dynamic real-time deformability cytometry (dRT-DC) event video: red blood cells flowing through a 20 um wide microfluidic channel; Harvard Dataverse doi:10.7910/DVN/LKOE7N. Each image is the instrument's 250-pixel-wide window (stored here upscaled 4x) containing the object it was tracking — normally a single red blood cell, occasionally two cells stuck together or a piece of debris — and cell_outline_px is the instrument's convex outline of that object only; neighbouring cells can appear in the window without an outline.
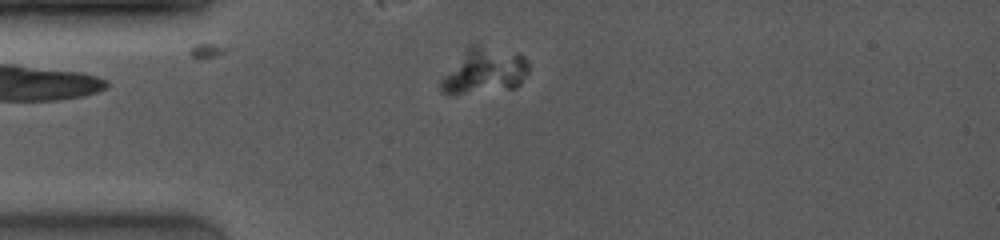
{"species": "common noctule bat (a hibernating species)", "species_latin": "Nyctalus noctula", "temperature_condition": "room temperature", "stored_images_in_passage": 20, "camera_frame_rate_fps": 4000, "um_per_image_px": 0.085, "animal": {"sex": "female", "body_mass_g": 19.0, "forearm_length_mm": 53.3}, "frame": {"image": 1, "passage_image": 1, "time_ms": 0.0, "image_size_px": [1000, 240], "cell_outline_px": [[528, 72], [520, 84], [516, 88], [448, 96], [440, 92], [440, 80], [464, 48], [472, 44], [480, 44], [516, 52], [524, 56], [528, 60]], "centroid_in_image_um": [41.14, 6.03], "position_along_channel_um": 43.9, "area_um2": 24.04}}
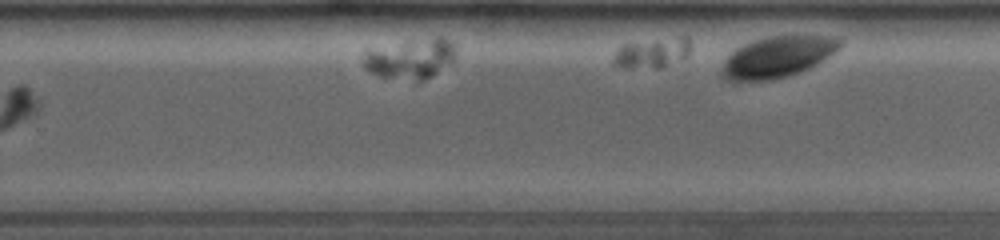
{"frame": {"image": 2, "passage_image": 20, "time_ms": 4.75, "image_size_px": [1000, 240], "cell_outline_px": [[840, 48], [836, 52], [824, 60], [808, 68], [788, 76], [772, 80], [732, 84], [724, 80], [720, 76], [724, 60], [728, 52], [752, 40], [768, 36], [832, 36], [840, 40]], "centroid_in_image_um": [65.97, 4.89], "position_along_channel_um": 263.8, "area_um2": 29.02}}